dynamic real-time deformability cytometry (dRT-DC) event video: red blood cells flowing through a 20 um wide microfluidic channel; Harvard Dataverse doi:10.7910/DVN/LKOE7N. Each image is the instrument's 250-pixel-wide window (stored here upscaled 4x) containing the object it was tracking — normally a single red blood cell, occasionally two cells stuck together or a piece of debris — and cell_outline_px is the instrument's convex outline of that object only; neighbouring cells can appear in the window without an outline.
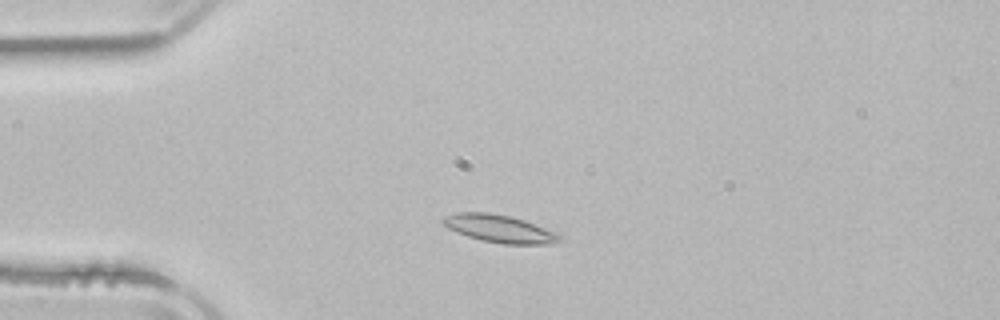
{"species": "common noctule bat (a hibernating species)", "species_latin": "Nyctalus noctula", "temperature_condition": "room temperature", "stored_images_in_passage": 47, "camera_frame_rate_fps": 3000, "um_per_image_px": 0.085, "animal": {"sex": "male", "body_mass_g": 21.5, "forearm_length_mm": 52.0}, "frame": {"image": 1, "passage_image": 7, "time_ms": 2.0, "image_size_px": [1000, 320], "cell_outline_px": [[564, 240], [556, 244], [504, 244], [480, 240], [468, 236], [448, 228], [440, 220], [444, 216], [456, 212], [488, 212], [508, 216], [524, 220], [564, 236]], "centroid_in_image_um": [42.48, 19.45], "position_along_channel_um": 42.5, "area_um2": 18.84}}
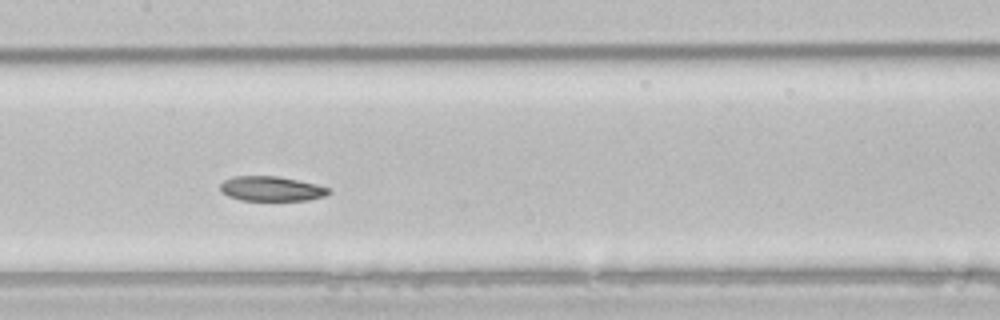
{"frame": {"image": 2, "passage_image": 20, "time_ms": 6.333, "image_size_px": [1000, 320], "cell_outline_px": [[332, 192], [324, 196], [308, 200], [240, 200], [228, 196], [220, 192], [220, 184], [224, 180], [232, 176], [276, 176], [316, 184], [328, 188]], "centroid_in_image_um": [23.02, 16.04], "position_along_channel_um": 184.4, "area_um2": 15.61}}
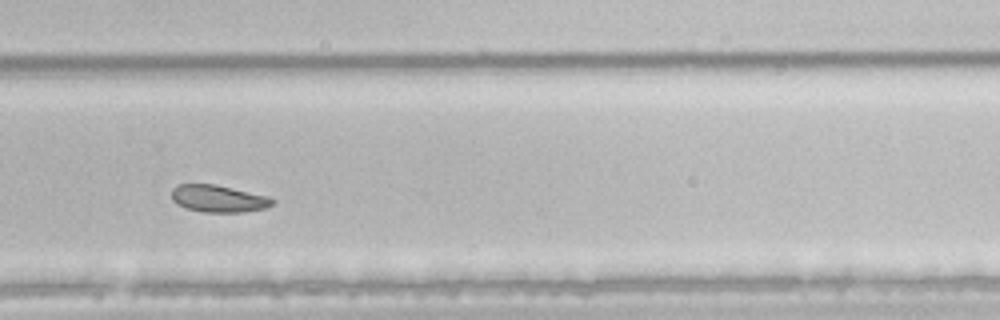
{"frame": {"image": 3, "passage_image": 30, "time_ms": 9.667, "image_size_px": [1000, 320], "cell_outline_px": [[276, 204], [264, 208], [244, 212], [204, 212], [188, 208], [176, 204], [172, 200], [172, 188], [176, 184], [216, 184], [268, 196], [276, 200]], "centroid_in_image_um": [18.58, 16.87], "position_along_channel_um": 311.2, "area_um2": 16.07}, "authors_computed_cell_mechanics": {"area_um2": 17.8024, "velocity_mm_per_s": 3.8243, "shape_relaxation_time_tau1_ms": 3.8678, "shape_relaxation_time_tau2_ms": null, "deformation_change_tau1": 0.0833, "deformation_change_tau2": null}}